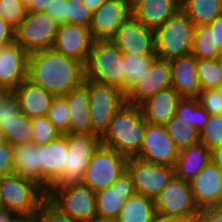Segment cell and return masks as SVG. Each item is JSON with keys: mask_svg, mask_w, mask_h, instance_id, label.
<instances>
[{"mask_svg": "<svg viewBox=\"0 0 222 222\" xmlns=\"http://www.w3.org/2000/svg\"><path fill=\"white\" fill-rule=\"evenodd\" d=\"M84 64L54 49L29 53L27 80L54 96H63L84 82Z\"/></svg>", "mask_w": 222, "mask_h": 222, "instance_id": "obj_1", "label": "cell"}, {"mask_svg": "<svg viewBox=\"0 0 222 222\" xmlns=\"http://www.w3.org/2000/svg\"><path fill=\"white\" fill-rule=\"evenodd\" d=\"M147 121L140 106L125 103L113 116L101 145L127 158L137 157L143 142Z\"/></svg>", "mask_w": 222, "mask_h": 222, "instance_id": "obj_2", "label": "cell"}, {"mask_svg": "<svg viewBox=\"0 0 222 222\" xmlns=\"http://www.w3.org/2000/svg\"><path fill=\"white\" fill-rule=\"evenodd\" d=\"M84 78L123 91V54L112 40H95L84 64Z\"/></svg>", "mask_w": 222, "mask_h": 222, "instance_id": "obj_3", "label": "cell"}, {"mask_svg": "<svg viewBox=\"0 0 222 222\" xmlns=\"http://www.w3.org/2000/svg\"><path fill=\"white\" fill-rule=\"evenodd\" d=\"M194 23L180 9L155 32V54L162 60H173L191 53Z\"/></svg>", "mask_w": 222, "mask_h": 222, "instance_id": "obj_4", "label": "cell"}, {"mask_svg": "<svg viewBox=\"0 0 222 222\" xmlns=\"http://www.w3.org/2000/svg\"><path fill=\"white\" fill-rule=\"evenodd\" d=\"M0 194L4 209L16 216L37 213L47 197L46 190L37 182L16 174L0 177Z\"/></svg>", "mask_w": 222, "mask_h": 222, "instance_id": "obj_5", "label": "cell"}, {"mask_svg": "<svg viewBox=\"0 0 222 222\" xmlns=\"http://www.w3.org/2000/svg\"><path fill=\"white\" fill-rule=\"evenodd\" d=\"M47 198L77 222H92L98 217L95 192L82 182L52 186Z\"/></svg>", "mask_w": 222, "mask_h": 222, "instance_id": "obj_6", "label": "cell"}, {"mask_svg": "<svg viewBox=\"0 0 222 222\" xmlns=\"http://www.w3.org/2000/svg\"><path fill=\"white\" fill-rule=\"evenodd\" d=\"M84 83L88 86L90 98L92 135L101 138L115 113L126 103V94L114 86L93 80L84 79Z\"/></svg>", "mask_w": 222, "mask_h": 222, "instance_id": "obj_7", "label": "cell"}, {"mask_svg": "<svg viewBox=\"0 0 222 222\" xmlns=\"http://www.w3.org/2000/svg\"><path fill=\"white\" fill-rule=\"evenodd\" d=\"M68 146L61 175L50 185L81 182L94 152L101 145L100 137L92 134L64 133Z\"/></svg>", "mask_w": 222, "mask_h": 222, "instance_id": "obj_8", "label": "cell"}, {"mask_svg": "<svg viewBox=\"0 0 222 222\" xmlns=\"http://www.w3.org/2000/svg\"><path fill=\"white\" fill-rule=\"evenodd\" d=\"M59 24L45 12H27L15 31V42L28 53L51 49Z\"/></svg>", "mask_w": 222, "mask_h": 222, "instance_id": "obj_9", "label": "cell"}, {"mask_svg": "<svg viewBox=\"0 0 222 222\" xmlns=\"http://www.w3.org/2000/svg\"><path fill=\"white\" fill-rule=\"evenodd\" d=\"M127 160L114 149L100 145L92 155L81 182L94 192L105 189L126 171Z\"/></svg>", "mask_w": 222, "mask_h": 222, "instance_id": "obj_10", "label": "cell"}, {"mask_svg": "<svg viewBox=\"0 0 222 222\" xmlns=\"http://www.w3.org/2000/svg\"><path fill=\"white\" fill-rule=\"evenodd\" d=\"M162 215L190 219L196 222L200 209L196 205L190 183L173 177L154 200Z\"/></svg>", "mask_w": 222, "mask_h": 222, "instance_id": "obj_11", "label": "cell"}, {"mask_svg": "<svg viewBox=\"0 0 222 222\" xmlns=\"http://www.w3.org/2000/svg\"><path fill=\"white\" fill-rule=\"evenodd\" d=\"M126 170L132 178L136 192L153 200L175 177L174 166L149 163L137 157L128 158Z\"/></svg>", "mask_w": 222, "mask_h": 222, "instance_id": "obj_12", "label": "cell"}, {"mask_svg": "<svg viewBox=\"0 0 222 222\" xmlns=\"http://www.w3.org/2000/svg\"><path fill=\"white\" fill-rule=\"evenodd\" d=\"M123 55H156L155 32L131 15L111 39Z\"/></svg>", "mask_w": 222, "mask_h": 222, "instance_id": "obj_13", "label": "cell"}, {"mask_svg": "<svg viewBox=\"0 0 222 222\" xmlns=\"http://www.w3.org/2000/svg\"><path fill=\"white\" fill-rule=\"evenodd\" d=\"M179 150L167 134L164 125L147 123L137 158L154 164L174 166Z\"/></svg>", "mask_w": 222, "mask_h": 222, "instance_id": "obj_14", "label": "cell"}, {"mask_svg": "<svg viewBox=\"0 0 222 222\" xmlns=\"http://www.w3.org/2000/svg\"><path fill=\"white\" fill-rule=\"evenodd\" d=\"M172 73L170 62L157 58L149 72H146L126 94V103L140 106L144 101L162 89L171 87Z\"/></svg>", "mask_w": 222, "mask_h": 222, "instance_id": "obj_15", "label": "cell"}, {"mask_svg": "<svg viewBox=\"0 0 222 222\" xmlns=\"http://www.w3.org/2000/svg\"><path fill=\"white\" fill-rule=\"evenodd\" d=\"M132 9L122 0H107L93 12L89 27L93 40H111Z\"/></svg>", "mask_w": 222, "mask_h": 222, "instance_id": "obj_16", "label": "cell"}, {"mask_svg": "<svg viewBox=\"0 0 222 222\" xmlns=\"http://www.w3.org/2000/svg\"><path fill=\"white\" fill-rule=\"evenodd\" d=\"M93 41L89 28L64 23L59 24L52 49L85 64Z\"/></svg>", "mask_w": 222, "mask_h": 222, "instance_id": "obj_17", "label": "cell"}, {"mask_svg": "<svg viewBox=\"0 0 222 222\" xmlns=\"http://www.w3.org/2000/svg\"><path fill=\"white\" fill-rule=\"evenodd\" d=\"M136 193L132 178L126 170L109 187L95 192L97 216L118 218L123 204Z\"/></svg>", "mask_w": 222, "mask_h": 222, "instance_id": "obj_18", "label": "cell"}, {"mask_svg": "<svg viewBox=\"0 0 222 222\" xmlns=\"http://www.w3.org/2000/svg\"><path fill=\"white\" fill-rule=\"evenodd\" d=\"M189 183L199 209L222 205V170L212 161Z\"/></svg>", "mask_w": 222, "mask_h": 222, "instance_id": "obj_19", "label": "cell"}, {"mask_svg": "<svg viewBox=\"0 0 222 222\" xmlns=\"http://www.w3.org/2000/svg\"><path fill=\"white\" fill-rule=\"evenodd\" d=\"M29 53L18 43L2 47L0 56V83L14 91L27 79Z\"/></svg>", "mask_w": 222, "mask_h": 222, "instance_id": "obj_20", "label": "cell"}, {"mask_svg": "<svg viewBox=\"0 0 222 222\" xmlns=\"http://www.w3.org/2000/svg\"><path fill=\"white\" fill-rule=\"evenodd\" d=\"M66 135L46 144L38 145L39 164H41V186L46 190L61 175L67 156Z\"/></svg>", "mask_w": 222, "mask_h": 222, "instance_id": "obj_21", "label": "cell"}, {"mask_svg": "<svg viewBox=\"0 0 222 222\" xmlns=\"http://www.w3.org/2000/svg\"><path fill=\"white\" fill-rule=\"evenodd\" d=\"M169 62L172 73L171 87L182 98H197L201 91L197 59L190 53Z\"/></svg>", "mask_w": 222, "mask_h": 222, "instance_id": "obj_22", "label": "cell"}, {"mask_svg": "<svg viewBox=\"0 0 222 222\" xmlns=\"http://www.w3.org/2000/svg\"><path fill=\"white\" fill-rule=\"evenodd\" d=\"M182 97L172 88L160 90L144 101L140 108L145 120L153 125H165L176 113V107Z\"/></svg>", "mask_w": 222, "mask_h": 222, "instance_id": "obj_23", "label": "cell"}, {"mask_svg": "<svg viewBox=\"0 0 222 222\" xmlns=\"http://www.w3.org/2000/svg\"><path fill=\"white\" fill-rule=\"evenodd\" d=\"M63 97L66 99L69 109V132L92 134L88 86L83 82Z\"/></svg>", "mask_w": 222, "mask_h": 222, "instance_id": "obj_24", "label": "cell"}, {"mask_svg": "<svg viewBox=\"0 0 222 222\" xmlns=\"http://www.w3.org/2000/svg\"><path fill=\"white\" fill-rule=\"evenodd\" d=\"M14 92L19 98L21 113L31 119L47 116L55 97L41 86L31 83L27 79Z\"/></svg>", "mask_w": 222, "mask_h": 222, "instance_id": "obj_25", "label": "cell"}, {"mask_svg": "<svg viewBox=\"0 0 222 222\" xmlns=\"http://www.w3.org/2000/svg\"><path fill=\"white\" fill-rule=\"evenodd\" d=\"M180 9L176 0H141L132 8V15L155 31Z\"/></svg>", "mask_w": 222, "mask_h": 222, "instance_id": "obj_26", "label": "cell"}, {"mask_svg": "<svg viewBox=\"0 0 222 222\" xmlns=\"http://www.w3.org/2000/svg\"><path fill=\"white\" fill-rule=\"evenodd\" d=\"M211 161V150L204 144L189 146L179 151L174 164L175 177L191 181Z\"/></svg>", "mask_w": 222, "mask_h": 222, "instance_id": "obj_27", "label": "cell"}, {"mask_svg": "<svg viewBox=\"0 0 222 222\" xmlns=\"http://www.w3.org/2000/svg\"><path fill=\"white\" fill-rule=\"evenodd\" d=\"M13 168L14 174L32 179L41 186L38 145L31 142L13 146Z\"/></svg>", "mask_w": 222, "mask_h": 222, "instance_id": "obj_28", "label": "cell"}, {"mask_svg": "<svg viewBox=\"0 0 222 222\" xmlns=\"http://www.w3.org/2000/svg\"><path fill=\"white\" fill-rule=\"evenodd\" d=\"M156 212L153 199L136 193L123 204L117 219L119 222H151Z\"/></svg>", "mask_w": 222, "mask_h": 222, "instance_id": "obj_29", "label": "cell"}, {"mask_svg": "<svg viewBox=\"0 0 222 222\" xmlns=\"http://www.w3.org/2000/svg\"><path fill=\"white\" fill-rule=\"evenodd\" d=\"M156 55H123V92L126 93L146 72H149Z\"/></svg>", "mask_w": 222, "mask_h": 222, "instance_id": "obj_30", "label": "cell"}, {"mask_svg": "<svg viewBox=\"0 0 222 222\" xmlns=\"http://www.w3.org/2000/svg\"><path fill=\"white\" fill-rule=\"evenodd\" d=\"M32 119L20 113L10 122H0L3 139L12 147L31 143L33 139Z\"/></svg>", "mask_w": 222, "mask_h": 222, "instance_id": "obj_31", "label": "cell"}, {"mask_svg": "<svg viewBox=\"0 0 222 222\" xmlns=\"http://www.w3.org/2000/svg\"><path fill=\"white\" fill-rule=\"evenodd\" d=\"M181 10L195 26L208 25L221 15V0H189Z\"/></svg>", "mask_w": 222, "mask_h": 222, "instance_id": "obj_32", "label": "cell"}, {"mask_svg": "<svg viewBox=\"0 0 222 222\" xmlns=\"http://www.w3.org/2000/svg\"><path fill=\"white\" fill-rule=\"evenodd\" d=\"M164 127L179 151L200 142V132L176 114Z\"/></svg>", "mask_w": 222, "mask_h": 222, "instance_id": "obj_33", "label": "cell"}, {"mask_svg": "<svg viewBox=\"0 0 222 222\" xmlns=\"http://www.w3.org/2000/svg\"><path fill=\"white\" fill-rule=\"evenodd\" d=\"M219 48L214 43V32L209 25L195 26L191 54L196 59H216Z\"/></svg>", "mask_w": 222, "mask_h": 222, "instance_id": "obj_34", "label": "cell"}, {"mask_svg": "<svg viewBox=\"0 0 222 222\" xmlns=\"http://www.w3.org/2000/svg\"><path fill=\"white\" fill-rule=\"evenodd\" d=\"M177 116L181 117L199 132L206 125L209 113L199 104L197 98H182L176 107Z\"/></svg>", "mask_w": 222, "mask_h": 222, "instance_id": "obj_35", "label": "cell"}, {"mask_svg": "<svg viewBox=\"0 0 222 222\" xmlns=\"http://www.w3.org/2000/svg\"><path fill=\"white\" fill-rule=\"evenodd\" d=\"M197 75L201 90L218 89L222 84V66L218 58L197 59Z\"/></svg>", "mask_w": 222, "mask_h": 222, "instance_id": "obj_36", "label": "cell"}, {"mask_svg": "<svg viewBox=\"0 0 222 222\" xmlns=\"http://www.w3.org/2000/svg\"><path fill=\"white\" fill-rule=\"evenodd\" d=\"M200 142L209 150L222 145V115H210L200 131Z\"/></svg>", "mask_w": 222, "mask_h": 222, "instance_id": "obj_37", "label": "cell"}, {"mask_svg": "<svg viewBox=\"0 0 222 222\" xmlns=\"http://www.w3.org/2000/svg\"><path fill=\"white\" fill-rule=\"evenodd\" d=\"M33 139L36 145L46 144L62 135L61 131L47 118L41 116L32 118Z\"/></svg>", "mask_w": 222, "mask_h": 222, "instance_id": "obj_38", "label": "cell"}, {"mask_svg": "<svg viewBox=\"0 0 222 222\" xmlns=\"http://www.w3.org/2000/svg\"><path fill=\"white\" fill-rule=\"evenodd\" d=\"M47 118L62 134L69 133V109L63 96H55L52 100Z\"/></svg>", "mask_w": 222, "mask_h": 222, "instance_id": "obj_39", "label": "cell"}, {"mask_svg": "<svg viewBox=\"0 0 222 222\" xmlns=\"http://www.w3.org/2000/svg\"><path fill=\"white\" fill-rule=\"evenodd\" d=\"M93 12L84 6L82 0H67L66 23L89 28Z\"/></svg>", "mask_w": 222, "mask_h": 222, "instance_id": "obj_40", "label": "cell"}, {"mask_svg": "<svg viewBox=\"0 0 222 222\" xmlns=\"http://www.w3.org/2000/svg\"><path fill=\"white\" fill-rule=\"evenodd\" d=\"M27 9L18 0H0V17L17 28L25 19Z\"/></svg>", "mask_w": 222, "mask_h": 222, "instance_id": "obj_41", "label": "cell"}, {"mask_svg": "<svg viewBox=\"0 0 222 222\" xmlns=\"http://www.w3.org/2000/svg\"><path fill=\"white\" fill-rule=\"evenodd\" d=\"M197 99L209 115H222V94L219 89L201 90Z\"/></svg>", "mask_w": 222, "mask_h": 222, "instance_id": "obj_42", "label": "cell"}, {"mask_svg": "<svg viewBox=\"0 0 222 222\" xmlns=\"http://www.w3.org/2000/svg\"><path fill=\"white\" fill-rule=\"evenodd\" d=\"M21 113L19 98L14 91L0 97V122H10Z\"/></svg>", "mask_w": 222, "mask_h": 222, "instance_id": "obj_43", "label": "cell"}, {"mask_svg": "<svg viewBox=\"0 0 222 222\" xmlns=\"http://www.w3.org/2000/svg\"><path fill=\"white\" fill-rule=\"evenodd\" d=\"M37 213L41 222H77L63 213L47 197L40 203Z\"/></svg>", "mask_w": 222, "mask_h": 222, "instance_id": "obj_44", "label": "cell"}, {"mask_svg": "<svg viewBox=\"0 0 222 222\" xmlns=\"http://www.w3.org/2000/svg\"><path fill=\"white\" fill-rule=\"evenodd\" d=\"M14 174L13 147L4 139L0 140V176Z\"/></svg>", "mask_w": 222, "mask_h": 222, "instance_id": "obj_45", "label": "cell"}, {"mask_svg": "<svg viewBox=\"0 0 222 222\" xmlns=\"http://www.w3.org/2000/svg\"><path fill=\"white\" fill-rule=\"evenodd\" d=\"M196 222H222V205L201 208Z\"/></svg>", "mask_w": 222, "mask_h": 222, "instance_id": "obj_46", "label": "cell"}, {"mask_svg": "<svg viewBox=\"0 0 222 222\" xmlns=\"http://www.w3.org/2000/svg\"><path fill=\"white\" fill-rule=\"evenodd\" d=\"M66 3L67 0H55L44 12L53 17L58 24H64L66 23Z\"/></svg>", "mask_w": 222, "mask_h": 222, "instance_id": "obj_47", "label": "cell"}, {"mask_svg": "<svg viewBox=\"0 0 222 222\" xmlns=\"http://www.w3.org/2000/svg\"><path fill=\"white\" fill-rule=\"evenodd\" d=\"M15 31V27L0 17V47H4L15 42Z\"/></svg>", "mask_w": 222, "mask_h": 222, "instance_id": "obj_48", "label": "cell"}, {"mask_svg": "<svg viewBox=\"0 0 222 222\" xmlns=\"http://www.w3.org/2000/svg\"><path fill=\"white\" fill-rule=\"evenodd\" d=\"M208 25L214 32V43H216L219 51L222 52V14L217 16Z\"/></svg>", "mask_w": 222, "mask_h": 222, "instance_id": "obj_49", "label": "cell"}, {"mask_svg": "<svg viewBox=\"0 0 222 222\" xmlns=\"http://www.w3.org/2000/svg\"><path fill=\"white\" fill-rule=\"evenodd\" d=\"M54 1L55 0H34V3H30L26 8L27 12H44Z\"/></svg>", "mask_w": 222, "mask_h": 222, "instance_id": "obj_50", "label": "cell"}, {"mask_svg": "<svg viewBox=\"0 0 222 222\" xmlns=\"http://www.w3.org/2000/svg\"><path fill=\"white\" fill-rule=\"evenodd\" d=\"M151 222H192V221L190 219L162 215L156 212Z\"/></svg>", "mask_w": 222, "mask_h": 222, "instance_id": "obj_51", "label": "cell"}, {"mask_svg": "<svg viewBox=\"0 0 222 222\" xmlns=\"http://www.w3.org/2000/svg\"><path fill=\"white\" fill-rule=\"evenodd\" d=\"M211 161L222 170V145L211 150Z\"/></svg>", "mask_w": 222, "mask_h": 222, "instance_id": "obj_52", "label": "cell"}, {"mask_svg": "<svg viewBox=\"0 0 222 222\" xmlns=\"http://www.w3.org/2000/svg\"><path fill=\"white\" fill-rule=\"evenodd\" d=\"M12 222H41V219H40L38 213H35L32 215L15 216V218Z\"/></svg>", "mask_w": 222, "mask_h": 222, "instance_id": "obj_53", "label": "cell"}, {"mask_svg": "<svg viewBox=\"0 0 222 222\" xmlns=\"http://www.w3.org/2000/svg\"><path fill=\"white\" fill-rule=\"evenodd\" d=\"M107 0H82L84 6L94 12Z\"/></svg>", "mask_w": 222, "mask_h": 222, "instance_id": "obj_54", "label": "cell"}, {"mask_svg": "<svg viewBox=\"0 0 222 222\" xmlns=\"http://www.w3.org/2000/svg\"><path fill=\"white\" fill-rule=\"evenodd\" d=\"M16 215L7 210H0V222H12Z\"/></svg>", "mask_w": 222, "mask_h": 222, "instance_id": "obj_55", "label": "cell"}, {"mask_svg": "<svg viewBox=\"0 0 222 222\" xmlns=\"http://www.w3.org/2000/svg\"><path fill=\"white\" fill-rule=\"evenodd\" d=\"M92 222H119L117 218H101V217H97L94 221Z\"/></svg>", "mask_w": 222, "mask_h": 222, "instance_id": "obj_56", "label": "cell"}, {"mask_svg": "<svg viewBox=\"0 0 222 222\" xmlns=\"http://www.w3.org/2000/svg\"><path fill=\"white\" fill-rule=\"evenodd\" d=\"M124 3H126L131 9L138 4L141 0H122Z\"/></svg>", "mask_w": 222, "mask_h": 222, "instance_id": "obj_57", "label": "cell"}, {"mask_svg": "<svg viewBox=\"0 0 222 222\" xmlns=\"http://www.w3.org/2000/svg\"><path fill=\"white\" fill-rule=\"evenodd\" d=\"M22 5L26 8L29 6L30 3H34V0H18Z\"/></svg>", "mask_w": 222, "mask_h": 222, "instance_id": "obj_58", "label": "cell"}, {"mask_svg": "<svg viewBox=\"0 0 222 222\" xmlns=\"http://www.w3.org/2000/svg\"><path fill=\"white\" fill-rule=\"evenodd\" d=\"M6 92H8V90H6L0 83V97H2Z\"/></svg>", "mask_w": 222, "mask_h": 222, "instance_id": "obj_59", "label": "cell"}, {"mask_svg": "<svg viewBox=\"0 0 222 222\" xmlns=\"http://www.w3.org/2000/svg\"><path fill=\"white\" fill-rule=\"evenodd\" d=\"M187 1L189 0H176V2L178 3L180 7H182Z\"/></svg>", "mask_w": 222, "mask_h": 222, "instance_id": "obj_60", "label": "cell"}, {"mask_svg": "<svg viewBox=\"0 0 222 222\" xmlns=\"http://www.w3.org/2000/svg\"><path fill=\"white\" fill-rule=\"evenodd\" d=\"M3 209H4V206H3L2 197H1V194H0V210H3Z\"/></svg>", "mask_w": 222, "mask_h": 222, "instance_id": "obj_61", "label": "cell"}, {"mask_svg": "<svg viewBox=\"0 0 222 222\" xmlns=\"http://www.w3.org/2000/svg\"><path fill=\"white\" fill-rule=\"evenodd\" d=\"M218 60L220 61L221 66H222V52L219 54V56H218Z\"/></svg>", "mask_w": 222, "mask_h": 222, "instance_id": "obj_62", "label": "cell"}, {"mask_svg": "<svg viewBox=\"0 0 222 222\" xmlns=\"http://www.w3.org/2000/svg\"><path fill=\"white\" fill-rule=\"evenodd\" d=\"M220 93L222 94V84L220 85V87L218 88Z\"/></svg>", "mask_w": 222, "mask_h": 222, "instance_id": "obj_63", "label": "cell"}, {"mask_svg": "<svg viewBox=\"0 0 222 222\" xmlns=\"http://www.w3.org/2000/svg\"><path fill=\"white\" fill-rule=\"evenodd\" d=\"M0 140H3V135L1 133V130H0Z\"/></svg>", "mask_w": 222, "mask_h": 222, "instance_id": "obj_64", "label": "cell"}, {"mask_svg": "<svg viewBox=\"0 0 222 222\" xmlns=\"http://www.w3.org/2000/svg\"><path fill=\"white\" fill-rule=\"evenodd\" d=\"M1 54H2V47H0V56H1Z\"/></svg>", "mask_w": 222, "mask_h": 222, "instance_id": "obj_65", "label": "cell"}]
</instances>
